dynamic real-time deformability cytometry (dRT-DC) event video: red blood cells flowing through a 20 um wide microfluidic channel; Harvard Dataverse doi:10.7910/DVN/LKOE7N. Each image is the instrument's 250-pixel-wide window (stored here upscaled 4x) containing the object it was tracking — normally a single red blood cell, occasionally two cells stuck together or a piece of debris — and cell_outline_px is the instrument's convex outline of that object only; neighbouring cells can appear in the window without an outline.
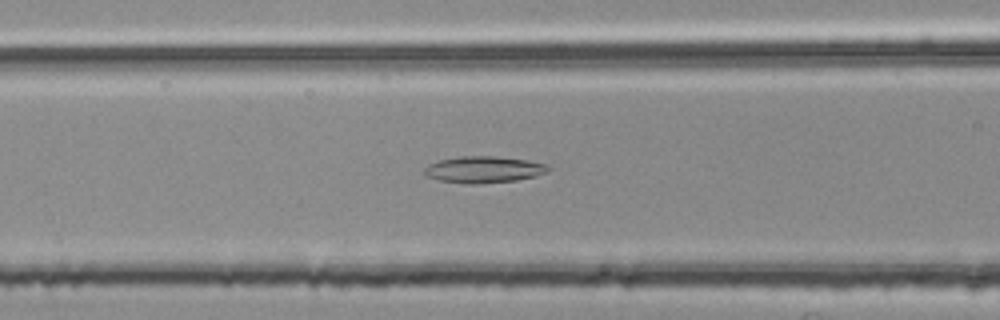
{"species": "common noctule bat (a hibernating species)", "species_latin": "Nyctalus noctula", "temperature_condition": "room temperature", "stored_images_in_passage": 29, "camera_frame_rate_fps": 3000, "um_per_image_px": 0.085, "animal": {"sex": "female", "body_mass_g": 25.1}, "frame": {"image": 1, "passage_image": 8, "time_ms": 2.333, "image_size_px": [1000, 320], "cell_outline_px": [[552, 168], [548, 172], [536, 176], [516, 180], [480, 184], [468, 184], [440, 180], [424, 176], [424, 168], [428, 164], [440, 160], [464, 156], [488, 156], [528, 160], [548, 164]], "centroid_in_image_um": [41.14, 14.42], "position_along_channel_um": 125.5, "area_um2": 19.25}}
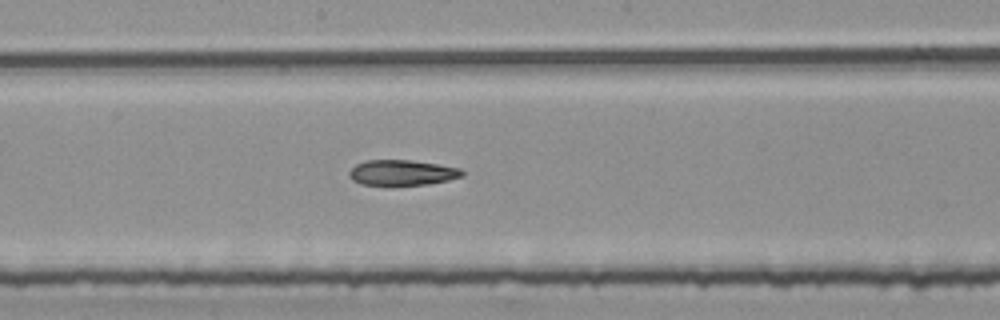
{"frame": {"image": 2, "passage_image": 15, "time_ms": 4.667, "image_size_px": [1000, 320], "cell_outline_px": [[464, 176], [448, 180], [428, 184], [388, 188], [384, 188], [360, 184], [352, 180], [348, 176], [348, 172], [356, 164], [364, 160], [412, 160], [460, 168], [464, 172]], "centroid_in_image_um": [34.11, 14.72], "position_along_channel_um": 214.1, "area_um2": 17.63}}
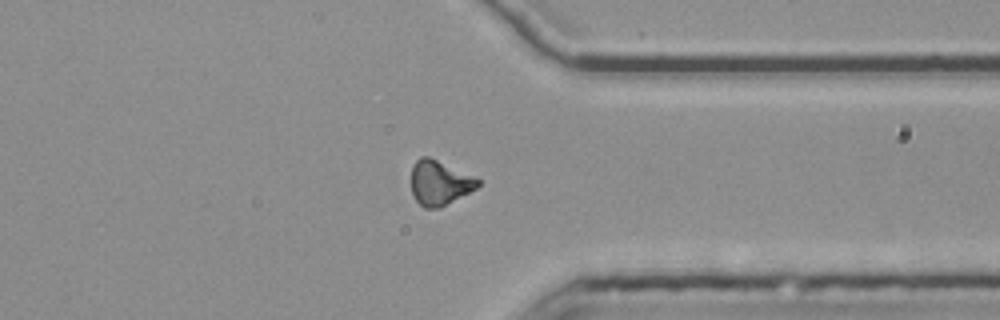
{"frame": {"image": 3, "passage_image": 28, "time_ms": 9.0, "image_size_px": [1000, 320], "cell_outline_px": [[480, 184], [476, 188], [440, 208], [424, 208], [416, 200], [412, 192], [412, 164], [420, 156], [428, 156], [476, 176], [480, 180]], "centroid_in_image_um": [37.37, 15.52], "position_along_channel_um": 374.0, "area_um2": 17.4}}